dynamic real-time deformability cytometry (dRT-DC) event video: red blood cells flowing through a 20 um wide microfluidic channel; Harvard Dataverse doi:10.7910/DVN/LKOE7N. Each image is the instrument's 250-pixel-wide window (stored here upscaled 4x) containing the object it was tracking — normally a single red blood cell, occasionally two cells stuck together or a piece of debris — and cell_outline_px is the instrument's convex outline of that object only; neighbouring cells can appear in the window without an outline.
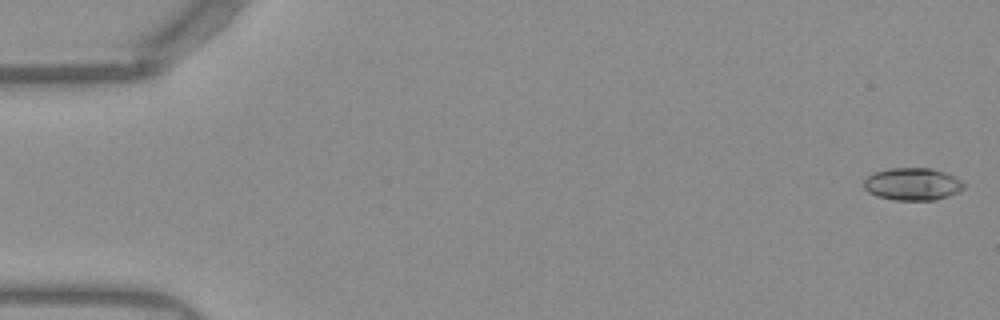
{"species": "Egyptian fruit bat (a non-hibernating species)", "species_latin": "Rousettus aegyptiacus", "temperature_condition": "warm", "stored_images_in_passage": 12, "camera_frame_rate_fps": 3000, "um_per_image_px": 0.085, "frame": {"image": 1, "passage_image": 1, "time_ms": 0.0, "image_size_px": [1000, 320], "cell_outline_px": [[964, 188], [948, 196], [936, 200], [896, 200], [876, 196], [868, 192], [864, 188], [864, 180], [872, 172], [888, 168], [932, 168], [956, 176], [964, 184]], "centroid_in_image_um": [77.54, 15.64], "position_along_channel_um": 7.5, "area_um2": 19.02}}